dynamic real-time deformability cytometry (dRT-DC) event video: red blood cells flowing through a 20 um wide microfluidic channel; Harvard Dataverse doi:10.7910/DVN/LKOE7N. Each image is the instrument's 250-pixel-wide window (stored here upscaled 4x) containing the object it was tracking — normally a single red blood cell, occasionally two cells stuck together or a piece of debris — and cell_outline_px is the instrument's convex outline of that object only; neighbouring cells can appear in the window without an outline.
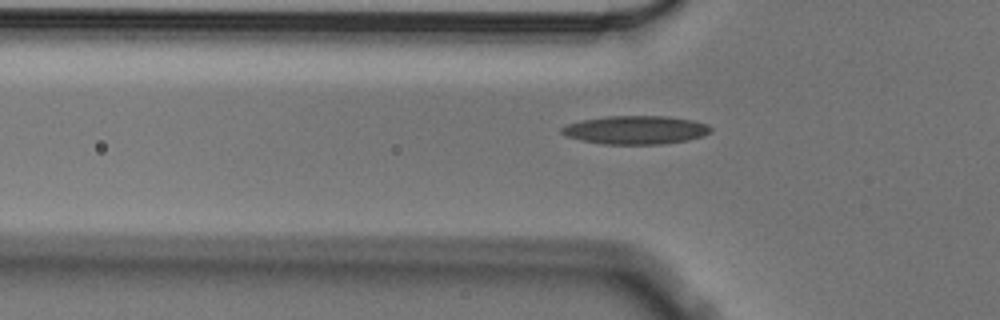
{"species": "Egyptian fruit bat (a non-hibernating species)", "species_latin": "Rousettus aegyptiacus", "temperature_condition": "cold", "stored_images_in_passage": 34, "camera_frame_rate_fps": 3000, "um_per_image_px": 0.085, "animal": {"sex": "male"}, "frame": {"image": 1, "passage_image": 2, "time_ms": 0.333, "image_size_px": [1000, 320], "cell_outline_px": [[712, 128], [704, 136], [688, 140], [660, 144], [604, 144], [584, 140], [568, 136], [560, 132], [560, 128], [568, 124], [584, 120], [608, 116], [668, 116], [692, 120], [708, 124]], "centroid_in_image_um": [54.07, 11.04], "position_along_channel_um": 71.7, "area_um2": 24.45}}
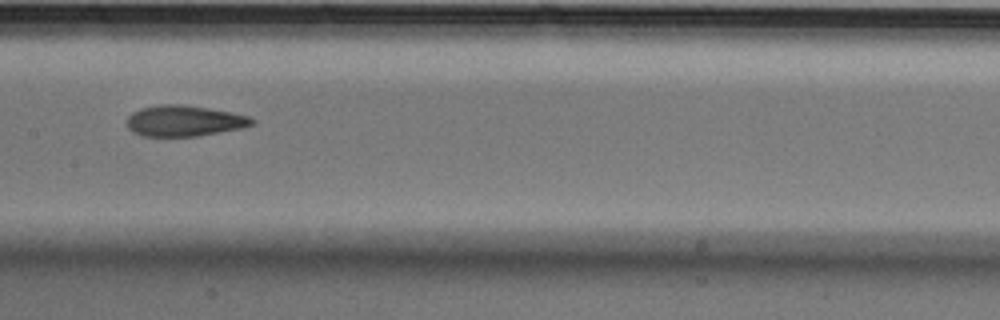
{"frame": {"image": 2, "passage_image": 12, "time_ms": 3.667, "image_size_px": [1000, 320], "cell_outline_px": [[256, 120], [252, 124], [240, 128], [220, 132], [196, 136], [140, 136], [132, 132], [128, 128], [128, 116], [132, 112], [140, 108], [160, 104], [184, 104], [232, 112], [248, 116]], "centroid_in_image_um": [15.63, 10.26], "position_along_channel_um": 191.8, "area_um2": 22.54}}
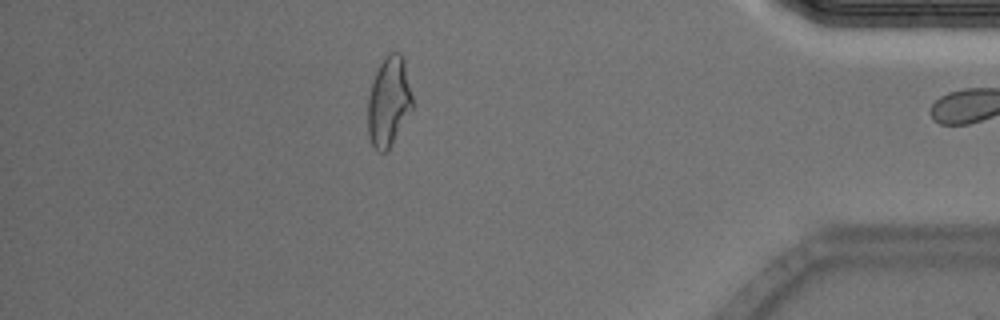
{"frame": {"image": 3, "passage_image": 33, "time_ms": 10.667, "image_size_px": [1000, 320], "cell_outline_px": [[412, 108], [388, 148], [384, 152], [376, 152], [368, 136], [368, 96], [372, 80], [380, 64], [388, 52], [400, 52], [404, 60], [412, 96]], "centroid_in_image_um": [33.02, 8.61], "position_along_channel_um": 402.2, "area_um2": 22.95}}